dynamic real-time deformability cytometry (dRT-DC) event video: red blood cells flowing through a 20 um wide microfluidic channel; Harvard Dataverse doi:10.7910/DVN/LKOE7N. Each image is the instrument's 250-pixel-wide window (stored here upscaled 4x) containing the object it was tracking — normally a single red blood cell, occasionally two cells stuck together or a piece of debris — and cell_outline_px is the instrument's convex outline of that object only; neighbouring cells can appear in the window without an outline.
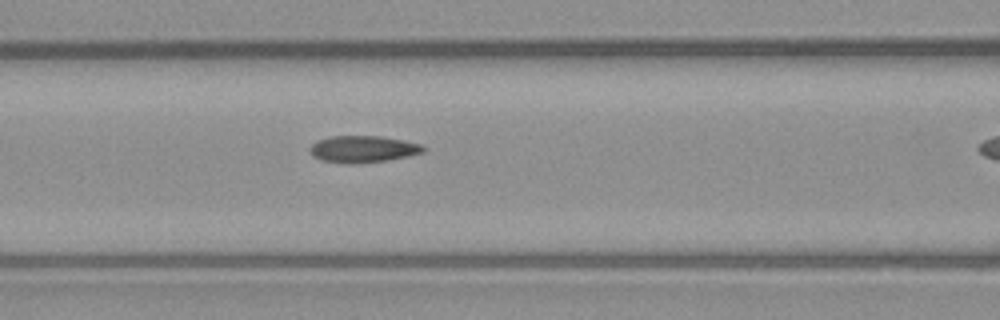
{"species": "common noctule bat (a hibernating species)", "species_latin": "Nyctalus noctula", "temperature_condition": "warm", "stored_images_in_passage": 16, "camera_frame_rate_fps": 3000, "um_per_image_px": 0.085, "animal": {"sex": "male", "body_mass_g": 23.1, "forearm_length_mm": 52.7}, "frame": {"image": 1, "passage_image": 12, "time_ms": 3.667, "image_size_px": [1000, 320], "cell_outline_px": [[428, 148], [424, 152], [408, 156], [384, 160], [352, 164], [320, 160], [312, 156], [308, 148], [316, 140], [328, 136], [380, 136], [404, 140], [420, 144]], "centroid_in_image_um": [30.82, 12.66], "position_along_channel_um": 135.8, "area_um2": 17.8}}